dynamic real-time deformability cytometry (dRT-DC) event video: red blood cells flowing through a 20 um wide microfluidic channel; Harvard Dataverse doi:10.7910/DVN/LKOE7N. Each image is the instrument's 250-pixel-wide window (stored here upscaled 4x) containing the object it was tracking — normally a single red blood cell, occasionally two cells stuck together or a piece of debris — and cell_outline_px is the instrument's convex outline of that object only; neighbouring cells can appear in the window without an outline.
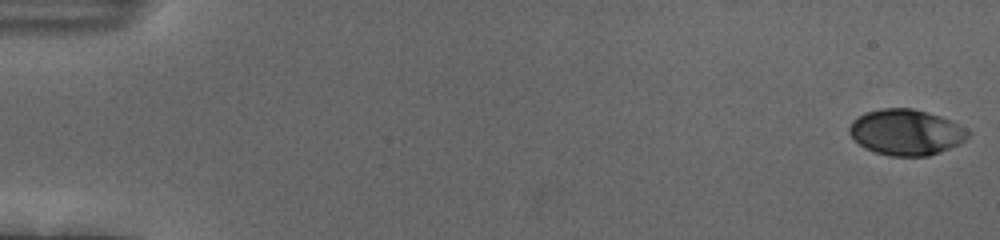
{"species": "human", "species_latin": "Homo sapiens", "temperature_condition": "cold", "stored_images_in_passage": 56, "camera_frame_rate_fps": 3000, "um_per_image_px": 0.085, "donor": {"sex": "female"}, "frame": {"image": 1, "passage_image": 1, "time_ms": 0.0, "image_size_px": [1000, 240], "cell_outline_px": [[972, 132], [964, 140], [940, 152], [928, 156], [888, 156], [864, 148], [848, 132], [848, 128], [852, 120], [864, 112], [880, 108], [912, 108], [928, 112], [952, 120]], "centroid_in_image_um": [77.0, 11.22], "position_along_channel_um": 8.0, "area_um2": 31.79}}
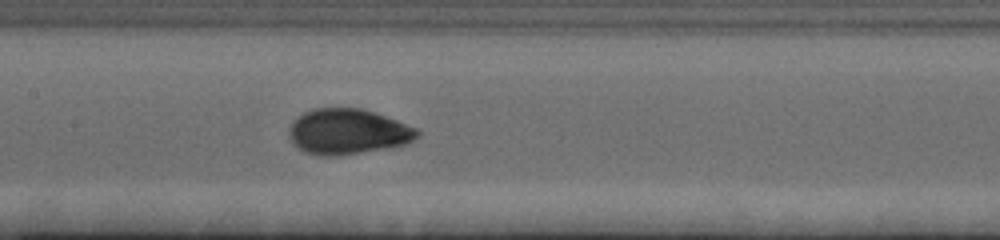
{"frame": {"image": 2, "passage_image": 28, "time_ms": 9.0, "image_size_px": [1000, 240], "cell_outline_px": [[420, 136], [408, 144], [388, 148], [340, 156], [320, 156], [304, 152], [292, 144], [288, 136], [288, 128], [304, 112], [312, 108], [360, 108], [396, 120], [416, 128], [420, 132]], "centroid_in_image_um": [29.55, 11.21], "position_along_channel_um": 177.8, "area_um2": 34.16}}
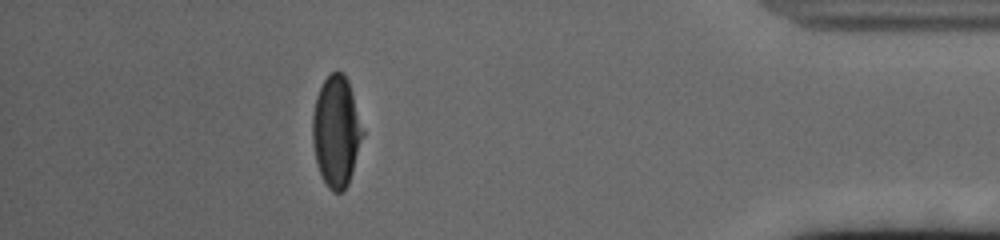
{"frame": {"image": 3, "passage_image": 50, "time_ms": 16.333, "image_size_px": [1000, 240], "cell_outline_px": [[364, 132], [352, 172], [348, 184], [344, 192], [332, 192], [328, 188], [320, 172], [316, 160], [312, 144], [312, 116], [316, 96], [324, 80], [332, 72], [340, 72], [348, 80]], "centroid_in_image_um": [28.57, 11.19], "position_along_channel_um": 406.6, "area_um2": 32.14}, "authors_computed_cell_mechanics": {"area_um2": 32.7437, "velocity_mm_per_s": 3.7028, "shape_relaxation_time_tau1_ms": 2.7398, "shape_relaxation_time_tau2_ms": null, "deformation_change_tau1": 0.1567, "deformation_change_tau2": null}}